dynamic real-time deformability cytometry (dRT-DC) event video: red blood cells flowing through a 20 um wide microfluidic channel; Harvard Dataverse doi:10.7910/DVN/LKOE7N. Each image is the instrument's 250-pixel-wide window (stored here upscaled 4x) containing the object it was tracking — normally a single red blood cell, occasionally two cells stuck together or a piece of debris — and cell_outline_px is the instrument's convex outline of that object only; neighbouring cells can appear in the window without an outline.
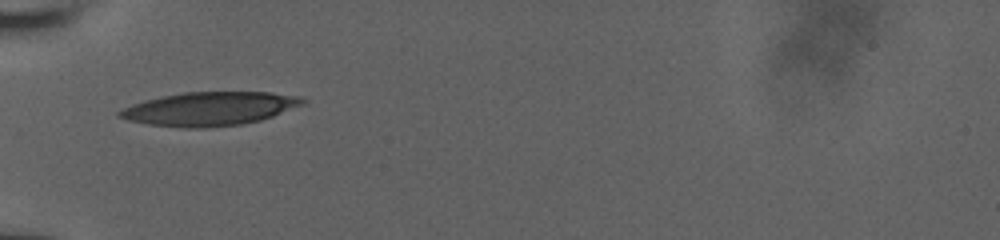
{"species": "human", "species_latin": "Homo sapiens", "temperature_condition": "room temperature", "stored_images_in_passage": 8, "camera_frame_rate_fps": 3000, "um_per_image_px": 0.085, "donor": {"sex": "male"}, "frame": {"image": 1, "passage_image": 1, "time_ms": 0.0, "image_size_px": [1000, 240], "cell_outline_px": [[304, 104], [272, 116], [260, 120], [240, 124], [204, 128], [184, 128], [148, 124], [128, 120], [116, 116], [116, 112], [132, 104], [144, 100], [160, 96], [184, 92], [272, 92], [300, 96], [304, 100]], "centroid_in_image_um": [17.78, 9.24], "position_along_channel_um": 67.2, "area_um2": 35.89}}
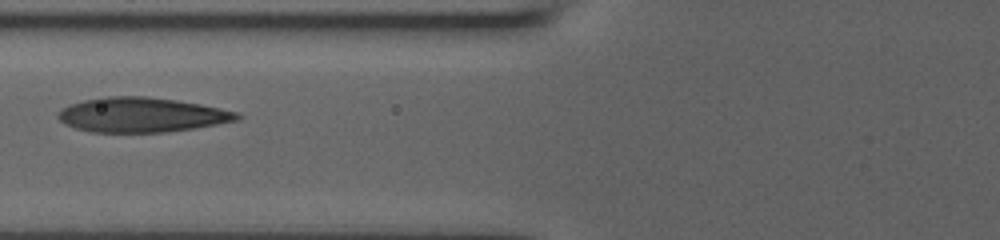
{"frame": {"image": 2, "passage_image": 4, "time_ms": 1.333, "image_size_px": [1000, 240], "cell_outline_px": [[244, 116], [240, 120], [196, 128], [164, 132], [92, 132], [76, 128], [64, 124], [56, 116], [68, 104], [84, 100], [108, 96], [144, 96], [176, 100], [200, 104], [220, 108], [236, 112]], "centroid_in_image_um": [12.06, 9.76], "position_along_channel_um": 113.7, "area_um2": 36.18}}
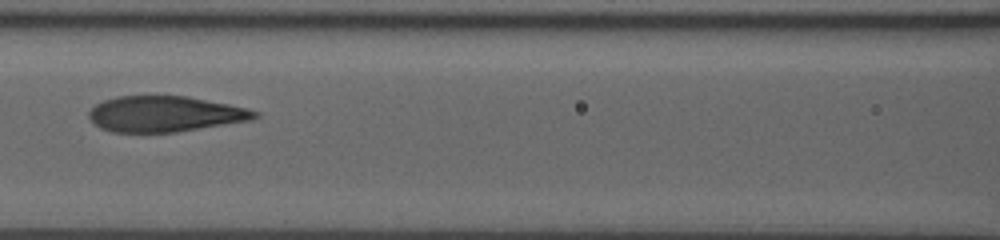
{"frame": {"image": 3, "passage_image": 6, "time_ms": 2.333, "image_size_px": [1000, 240], "cell_outline_px": [[260, 116], [252, 120], [176, 132], [112, 132], [100, 128], [88, 116], [88, 112], [96, 104], [104, 100], [116, 96], [188, 96], [228, 104], [260, 112]], "centroid_in_image_um": [14.03, 9.69], "position_along_channel_um": 152.6, "area_um2": 34.45}}